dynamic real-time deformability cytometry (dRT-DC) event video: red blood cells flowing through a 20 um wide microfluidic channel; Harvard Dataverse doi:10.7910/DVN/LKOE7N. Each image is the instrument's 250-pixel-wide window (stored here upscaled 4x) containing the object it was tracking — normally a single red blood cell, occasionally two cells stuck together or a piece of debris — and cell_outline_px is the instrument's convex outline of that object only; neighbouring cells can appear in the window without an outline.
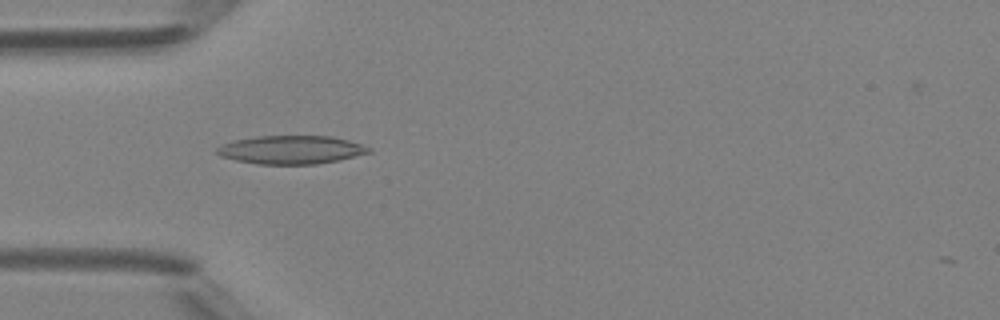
{"species": "Egyptian fruit bat (a non-hibernating species)", "species_latin": "Rousettus aegyptiacus", "temperature_condition": "room temperature", "stored_images_in_passage": 47, "camera_frame_rate_fps": 3000, "um_per_image_px": 0.085, "animal": {"sex": "female"}, "frame": {"image": 1, "passage_image": 14, "time_ms": 4.333, "image_size_px": [1000, 320], "cell_outline_px": [[372, 152], [336, 160], [316, 164], [256, 164], [236, 160], [220, 156], [216, 152], [216, 148], [232, 140], [256, 136], [332, 136], [348, 140], [372, 148]], "centroid_in_image_um": [24.72, 12.72], "position_along_channel_um": 60.3, "area_um2": 25.03}}
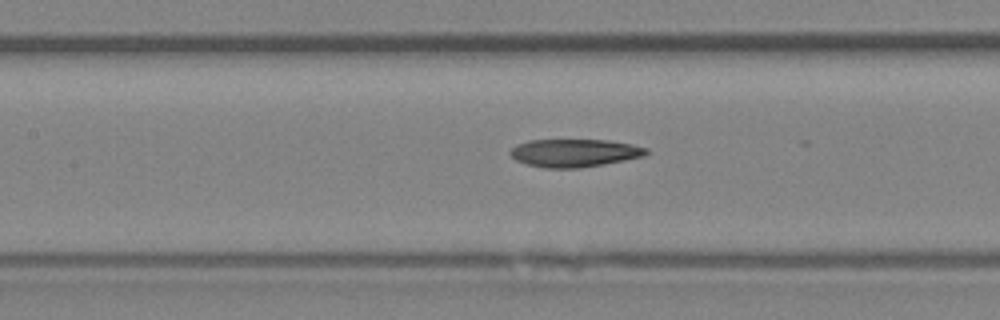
{"frame": {"image": 2, "passage_image": 21, "time_ms": 6.667, "image_size_px": [1000, 320], "cell_outline_px": [[648, 152], [644, 156], [580, 168], [544, 168], [528, 164], [516, 160], [508, 152], [516, 144], [528, 140], [608, 140], [632, 144], [648, 148]], "centroid_in_image_um": [48.8, 12.99], "position_along_channel_um": 158.6, "area_um2": 22.02}}
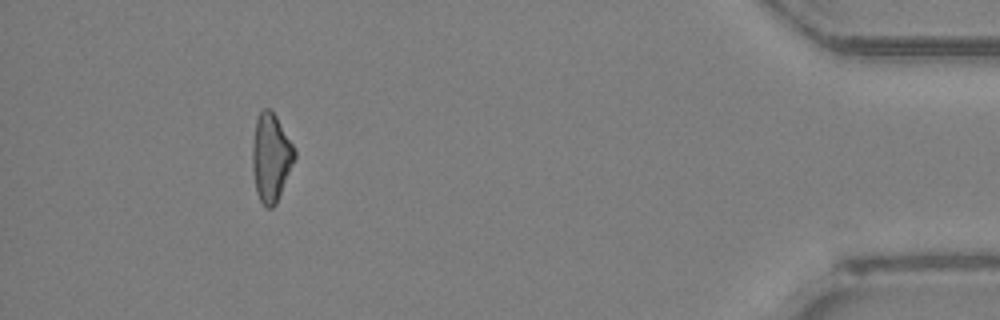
{"frame": {"image": 3, "passage_image": 43, "time_ms": 14.0, "image_size_px": [1000, 320], "cell_outline_px": [[296, 156], [276, 204], [272, 208], [264, 208], [256, 192], [252, 168], [252, 144], [256, 120], [260, 112], [264, 108], [272, 108], [292, 144], [296, 152]], "centroid_in_image_um": [23.01, 13.39], "position_along_channel_um": 412.2, "area_um2": 21.68}, "authors_computed_cell_mechanics": {"area_um2": 22.0218, "velocity_mm_per_s": 4.3249, "shape_relaxation_time_tau1_ms": null, "shape_relaxation_time_tau2_ms": 7.6664, "deformation_change_tau1": null, "deformation_change_tau2": 0.2052}}